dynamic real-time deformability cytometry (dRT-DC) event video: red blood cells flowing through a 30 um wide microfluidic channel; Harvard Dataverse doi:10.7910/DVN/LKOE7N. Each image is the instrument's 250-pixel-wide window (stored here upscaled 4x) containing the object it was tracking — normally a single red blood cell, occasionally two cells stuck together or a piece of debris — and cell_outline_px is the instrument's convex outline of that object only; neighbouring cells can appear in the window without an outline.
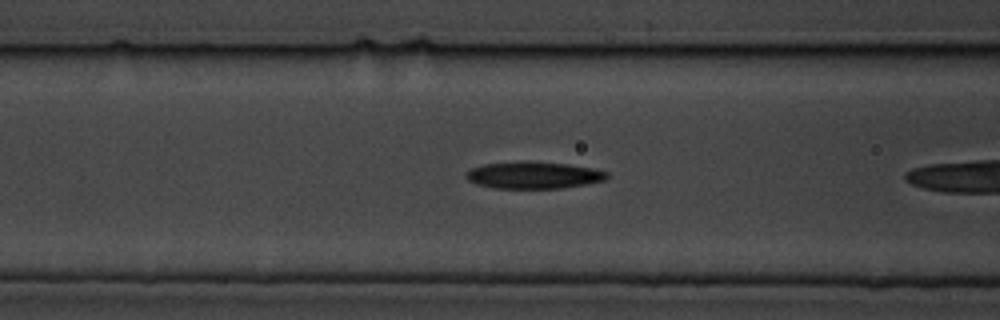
{"species": "common noctule bat (a hibernating species)", "species_latin": "Nyctalus noctula", "temperature_condition": "cold", "stored_images_in_passage": 7, "camera_frame_rate_fps": 3000, "um_per_image_px": 0.085, "animal": {"sex": "male", "body_mass_g": 19.5, "forearm_length_mm": 54.6}, "frame": {"image": 1, "passage_image": 6, "time_ms": 1.667, "image_size_px": [1000, 320], "cell_outline_px": [[608, 176], [604, 180], [584, 184], [560, 188], [496, 188], [476, 184], [468, 180], [464, 176], [472, 168], [484, 164], [568, 164], [592, 168], [608, 172]], "centroid_in_image_um": [45.37, 14.93], "position_along_channel_um": 121.2, "area_um2": 20.87}}